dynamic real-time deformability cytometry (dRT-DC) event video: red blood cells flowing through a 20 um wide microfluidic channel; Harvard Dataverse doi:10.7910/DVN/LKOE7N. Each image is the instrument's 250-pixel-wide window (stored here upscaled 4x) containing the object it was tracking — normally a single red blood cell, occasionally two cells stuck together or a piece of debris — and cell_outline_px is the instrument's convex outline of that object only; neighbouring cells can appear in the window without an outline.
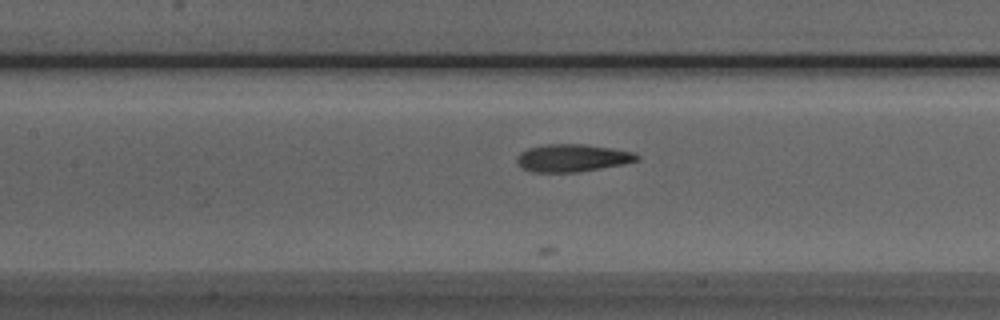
{"species": "Egyptian fruit bat (a non-hibernating species)", "species_latin": "Rousettus aegyptiacus", "temperature_condition": "room temperature", "stored_images_in_passage": 20, "camera_frame_rate_fps": 3000, "um_per_image_px": 0.085, "animal": {"sex": "male"}, "frame": {"image": 1, "passage_image": 10, "time_ms": 3.0, "image_size_px": [1000, 320], "cell_outline_px": [[640, 160], [624, 164], [576, 172], [532, 172], [524, 168], [516, 160], [516, 156], [520, 152], [528, 148], [544, 144], [584, 144], [612, 148], [632, 152], [640, 156]], "centroid_in_image_um": [48.65, 13.42], "position_along_channel_um": 158.7, "area_um2": 19.25}}